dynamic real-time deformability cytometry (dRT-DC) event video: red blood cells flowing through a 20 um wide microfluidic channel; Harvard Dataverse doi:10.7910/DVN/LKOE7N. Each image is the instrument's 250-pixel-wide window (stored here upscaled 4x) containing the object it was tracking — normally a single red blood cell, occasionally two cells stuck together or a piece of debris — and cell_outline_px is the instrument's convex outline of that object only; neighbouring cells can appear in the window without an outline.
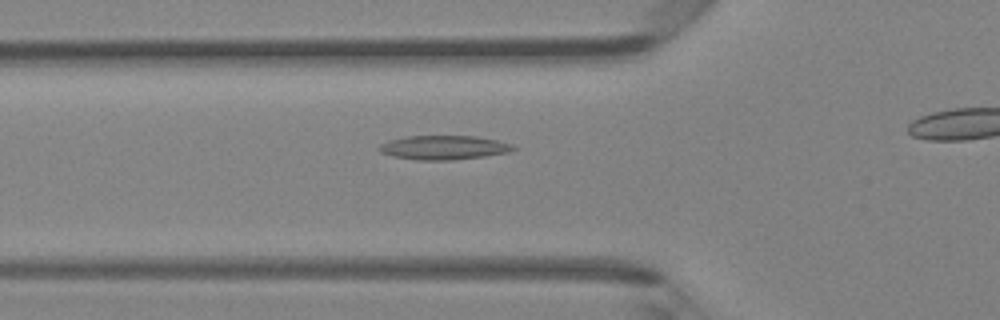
{"species": "Egyptian fruit bat (a non-hibernating species)", "species_latin": "Rousettus aegyptiacus", "temperature_condition": "room temperature", "stored_images_in_passage": 34, "camera_frame_rate_fps": 3000, "um_per_image_px": 0.085, "animal": {"sex": "female"}, "frame": {"image": 1, "passage_image": 12, "time_ms": 3.667, "image_size_px": [1000, 320], "cell_outline_px": [[516, 148], [508, 152], [484, 156], [452, 160], [416, 160], [392, 156], [380, 152], [376, 148], [380, 144], [392, 140], [408, 136], [476, 136], [496, 140], [512, 144]], "centroid_in_image_um": [37.69, 12.54], "position_along_channel_um": 88.1, "area_um2": 18.73}}
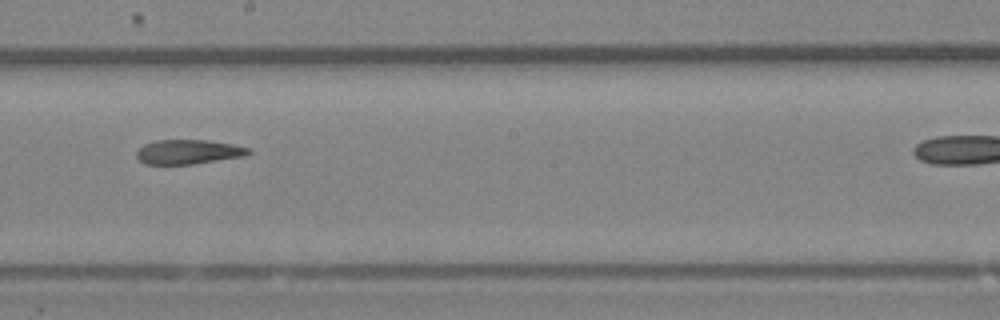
{"frame": {"image": 2, "passage_image": 22, "time_ms": 7.0, "image_size_px": [1000, 320], "cell_outline_px": [[252, 152], [244, 156], [192, 164], [144, 164], [136, 156], [136, 152], [144, 144], [156, 140], [208, 140], [232, 144], [252, 148]], "centroid_in_image_um": [16.02, 12.9], "position_along_channel_um": 232.2, "area_um2": 15.95}}
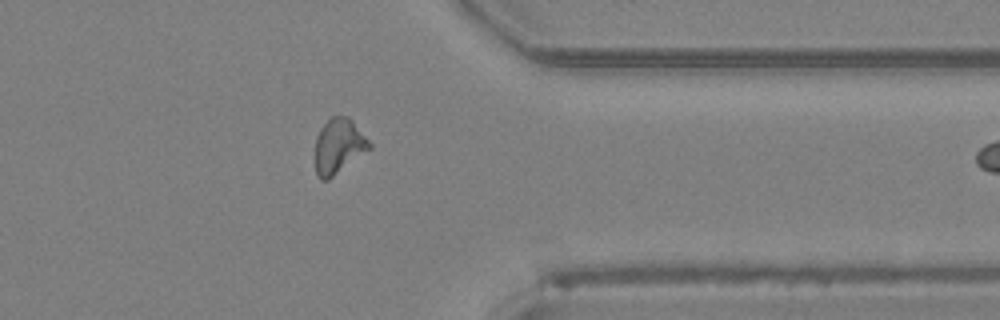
{"frame": {"image": 3, "passage_image": 33, "time_ms": 10.667, "image_size_px": [1000, 320], "cell_outline_px": [[372, 148], [328, 180], [320, 180], [316, 176], [312, 156], [316, 136], [320, 128], [332, 116], [348, 116], [352, 120], [372, 144]], "centroid_in_image_um": [28.73, 12.46], "position_along_channel_um": 382.7, "area_um2": 17.98}}